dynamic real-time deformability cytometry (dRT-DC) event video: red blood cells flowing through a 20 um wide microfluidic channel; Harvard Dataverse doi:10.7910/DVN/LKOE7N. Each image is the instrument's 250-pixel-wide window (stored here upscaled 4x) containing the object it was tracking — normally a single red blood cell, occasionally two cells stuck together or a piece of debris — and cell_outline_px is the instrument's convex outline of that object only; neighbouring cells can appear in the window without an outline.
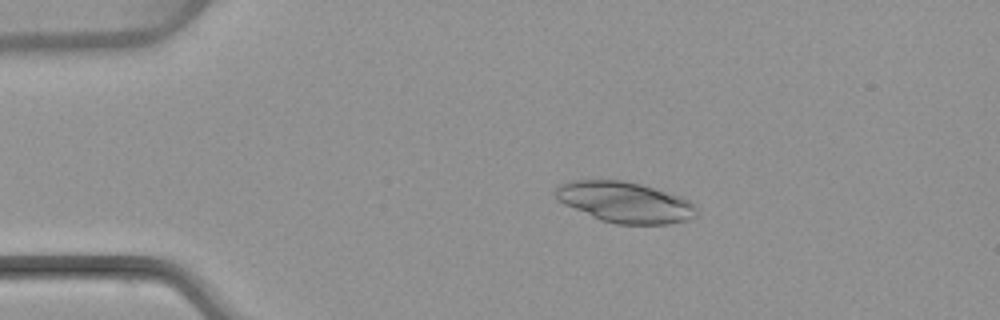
{"species": "common noctule bat (a hibernating species)", "species_latin": "Nyctalus noctula", "temperature_condition": "warm", "stored_images_in_passage": 5, "camera_frame_rate_fps": 3000, "um_per_image_px": 0.085, "animal": {"sex": "female", "body_mass_g": 22.7, "forearm_length_mm": 54.2}, "frame": {"image": 1, "passage_image": 3, "time_ms": 2.333, "image_size_px": [1000, 320], "cell_outline_px": [[696, 208], [692, 216], [684, 220], [668, 224], [616, 224], [600, 220], [564, 204], [556, 200], [552, 192], [560, 184], [572, 180], [624, 180], [640, 184], [680, 196], [688, 200]], "centroid_in_image_um": [53.02, 17.18], "position_along_channel_um": 32.0, "area_um2": 33.23}}